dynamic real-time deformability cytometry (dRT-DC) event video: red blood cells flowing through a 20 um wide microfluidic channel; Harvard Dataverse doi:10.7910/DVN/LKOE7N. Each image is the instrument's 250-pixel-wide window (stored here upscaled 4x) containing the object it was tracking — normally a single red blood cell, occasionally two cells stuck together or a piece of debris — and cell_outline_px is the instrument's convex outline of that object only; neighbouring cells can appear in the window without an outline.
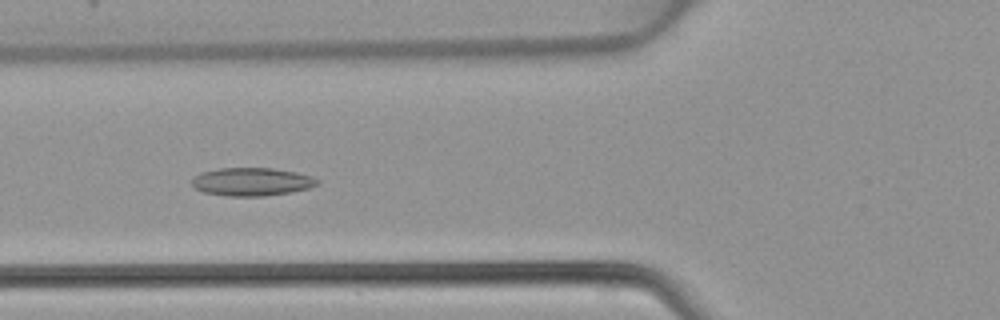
{"species": "common noctule bat (a hibernating species)", "species_latin": "Nyctalus noctula", "temperature_condition": "warm", "stored_images_in_passage": 32, "camera_frame_rate_fps": 3000, "um_per_image_px": 0.085, "animal": {"sex": "female", "body_mass_g": 22.7, "forearm_length_mm": 54.2}, "frame": {"image": 1, "passage_image": 8, "time_ms": 2.333, "image_size_px": [1000, 320], "cell_outline_px": [[320, 184], [308, 188], [288, 192], [264, 196], [228, 196], [204, 192], [196, 188], [192, 184], [192, 180], [200, 172], [220, 168], [272, 168], [296, 172], [312, 176], [320, 180]], "centroid_in_image_um": [21.42, 15.44], "position_along_channel_um": 104.4, "area_um2": 20.46}}
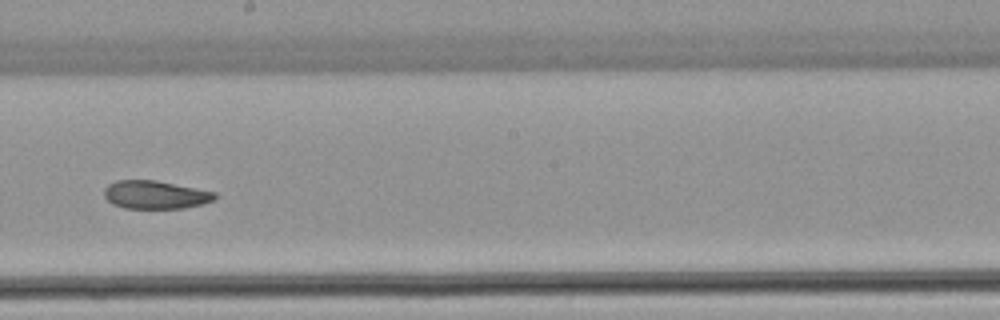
{"frame": {"image": 2, "passage_image": 17, "time_ms": 5.333, "image_size_px": [1000, 320], "cell_outline_px": [[216, 200], [184, 208], [124, 208], [112, 204], [104, 196], [104, 188], [108, 184], [116, 180], [156, 180], [216, 192]], "centroid_in_image_um": [13.19, 16.55], "position_along_channel_um": 235.0, "area_um2": 18.21}}
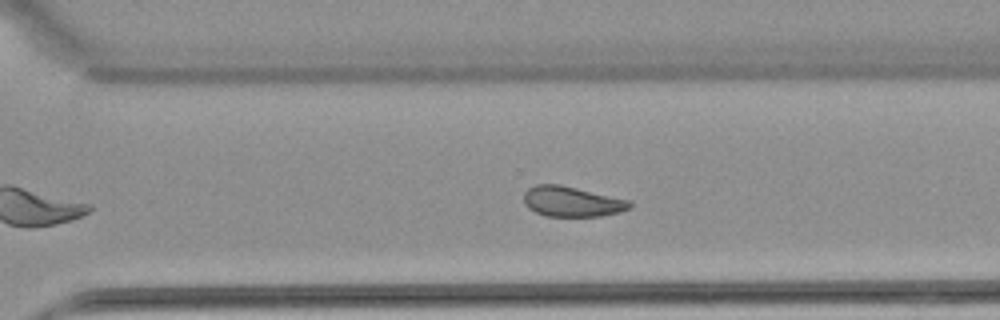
{"frame": {"image": 3, "passage_image": 23, "time_ms": 7.333, "image_size_px": [1000, 320], "cell_outline_px": [[632, 208], [620, 212], [600, 216], [544, 216], [528, 208], [524, 204], [524, 192], [528, 188], [536, 184], [560, 184], [628, 200], [632, 204]], "centroid_in_image_um": [48.58, 17.13], "position_along_channel_um": 322.0, "area_um2": 18.67}}